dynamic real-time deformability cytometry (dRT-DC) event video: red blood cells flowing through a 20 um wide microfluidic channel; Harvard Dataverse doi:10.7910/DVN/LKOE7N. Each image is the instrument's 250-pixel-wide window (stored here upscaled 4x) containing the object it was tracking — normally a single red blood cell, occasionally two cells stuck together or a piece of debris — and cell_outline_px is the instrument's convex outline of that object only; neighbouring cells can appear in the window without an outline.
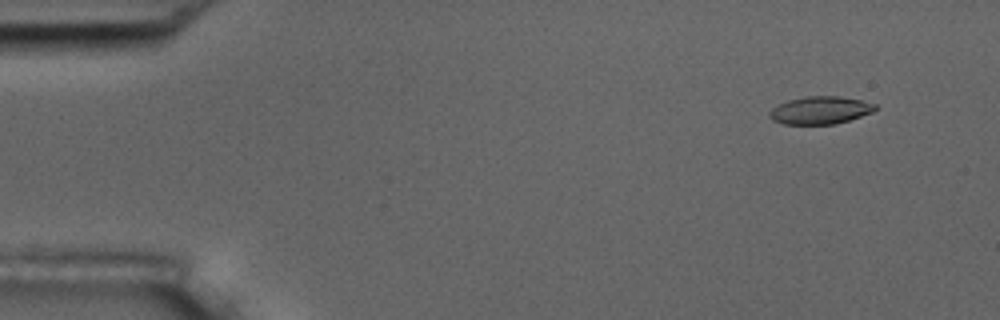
{"species": "common noctule bat (a hibernating species)", "species_latin": "Nyctalus noctula", "temperature_condition": "room temperature", "stored_images_in_passage": 5, "camera_frame_rate_fps": 3000, "um_per_image_px": 0.085, "animal": {"sex": "male", "body_mass_g": 17.5, "forearm_length_mm": 52.3}, "frame": {"image": 1, "passage_image": 2, "time_ms": 0.333, "image_size_px": [1000, 320], "cell_outline_px": [[876, 108], [872, 112], [836, 124], [784, 124], [772, 120], [768, 116], [768, 112], [772, 108], [788, 100], [804, 96], [840, 96], [860, 100], [876, 104]], "centroid_in_image_um": [69.68, 9.37], "position_along_channel_um": 15.3, "area_um2": 16.99}}